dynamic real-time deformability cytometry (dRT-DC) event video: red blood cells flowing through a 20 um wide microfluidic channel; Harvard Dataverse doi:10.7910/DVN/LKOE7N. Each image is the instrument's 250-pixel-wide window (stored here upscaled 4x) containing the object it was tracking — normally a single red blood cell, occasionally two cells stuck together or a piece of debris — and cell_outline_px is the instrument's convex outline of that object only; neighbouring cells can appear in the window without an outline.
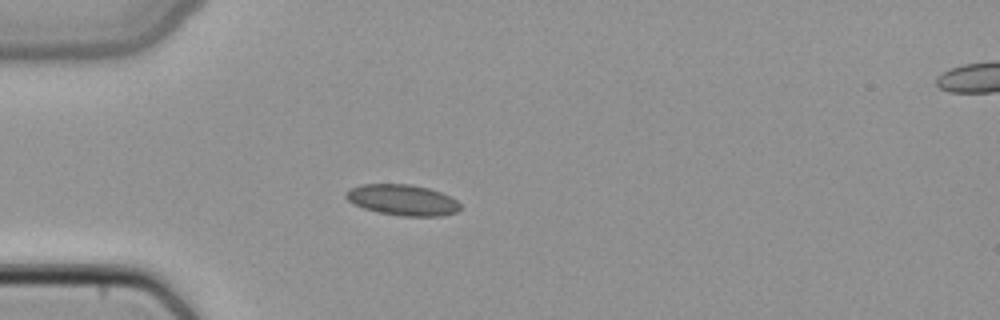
{"species": "common noctule bat (a hibernating species)", "species_latin": "Nyctalus noctula", "temperature_condition": "cold", "stored_images_in_passage": 3, "camera_frame_rate_fps": 3000, "um_per_image_px": 0.085, "animal": {"sex": "female", "body_mass_g": 22.7, "forearm_length_mm": 54.2}, "frame": {"image": 1, "passage_image": 2, "time_ms": 0.333, "image_size_px": [1000, 320], "cell_outline_px": [[460, 208], [456, 212], [444, 216], [400, 216], [380, 212], [364, 208], [352, 204], [344, 196], [348, 188], [360, 184], [412, 184], [428, 188], [440, 192], [456, 200], [460, 204]], "centroid_in_image_um": [34.18, 16.99], "position_along_channel_um": 50.8, "area_um2": 20.63}}